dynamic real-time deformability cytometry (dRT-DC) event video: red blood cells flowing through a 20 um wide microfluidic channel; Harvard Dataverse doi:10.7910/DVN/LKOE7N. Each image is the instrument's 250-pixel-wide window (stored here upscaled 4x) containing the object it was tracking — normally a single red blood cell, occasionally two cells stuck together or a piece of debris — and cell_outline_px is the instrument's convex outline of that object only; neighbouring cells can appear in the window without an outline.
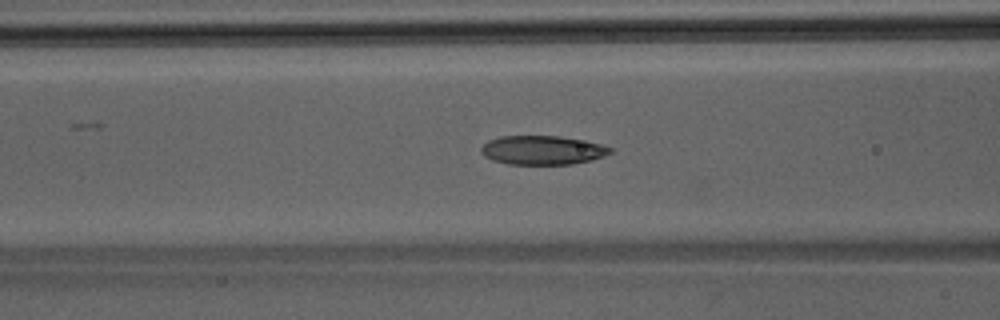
{"species": "Egyptian fruit bat (a non-hibernating species)", "species_latin": "Rousettus aegyptiacus", "temperature_condition": "room temperature", "stored_images_in_passage": 40, "camera_frame_rate_fps": 3000, "um_per_image_px": 0.085, "animal": {"sex": "male"}, "frame": {"image": 1, "passage_image": 12, "time_ms": 3.667, "image_size_px": [1000, 320], "cell_outline_px": [[616, 148], [612, 152], [604, 156], [592, 160], [572, 164], [508, 164], [492, 160], [484, 156], [480, 152], [480, 148], [488, 140], [500, 136], [560, 136], [604, 144]], "centroid_in_image_um": [46.14, 12.76], "position_along_channel_um": 120.5, "area_um2": 22.08}}